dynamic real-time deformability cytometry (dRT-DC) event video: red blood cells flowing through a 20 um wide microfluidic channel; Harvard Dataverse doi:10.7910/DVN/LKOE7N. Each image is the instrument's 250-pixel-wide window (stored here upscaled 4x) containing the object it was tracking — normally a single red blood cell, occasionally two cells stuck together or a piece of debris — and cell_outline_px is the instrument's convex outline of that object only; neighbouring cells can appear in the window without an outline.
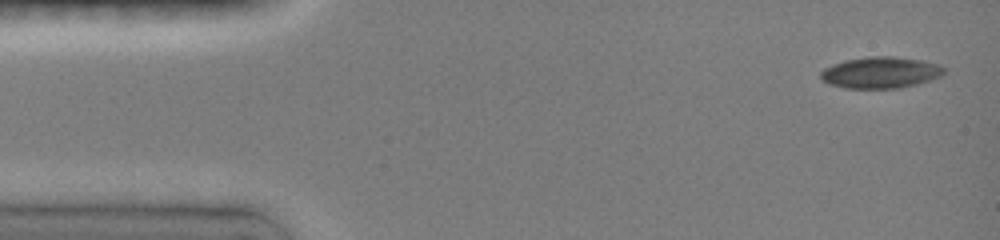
{"species": "common noctule bat (a hibernating species)", "species_latin": "Nyctalus noctula", "temperature_condition": "room temperature", "stored_images_in_passage": 45, "camera_frame_rate_fps": 3000, "um_per_image_px": 0.085, "animal": {"sex": "female", "body_mass_g": 19.0, "forearm_length_mm": 51.5}, "frame": {"image": 1, "passage_image": 1, "time_ms": 0.0, "image_size_px": [1000, 240], "cell_outline_px": [[944, 72], [940, 76], [916, 84], [900, 88], [844, 88], [828, 84], [820, 80], [820, 72], [824, 68], [832, 64], [844, 60], [868, 56], [892, 56], [924, 60], [940, 64], [944, 68]], "centroid_in_image_um": [74.81, 6.16], "position_along_channel_um": 10.2, "area_um2": 22.77}}
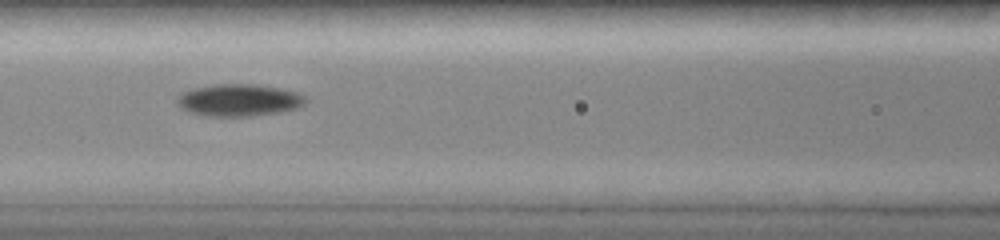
{"frame": {"image": 2, "passage_image": 17, "time_ms": 6.0, "image_size_px": [1000, 240], "cell_outline_px": [[308, 100], [304, 104], [296, 108], [276, 112], [252, 116], [204, 116], [192, 112], [184, 108], [176, 100], [180, 92], [192, 88], [216, 84], [256, 84], [280, 88], [296, 92], [304, 96]], "centroid_in_image_um": [20.31, 8.5], "position_along_channel_um": 146.3, "area_um2": 23.87}}
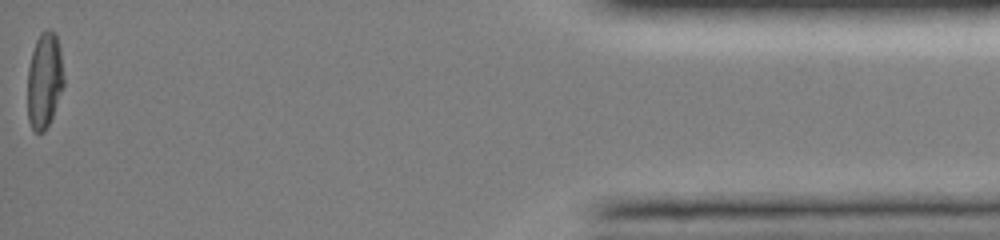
{"frame": {"image": 3, "passage_image": 45, "time_ms": 15.0, "image_size_px": [1000, 240], "cell_outline_px": [[64, 84], [52, 116], [44, 132], [36, 132], [32, 128], [28, 120], [28, 68], [32, 52], [36, 40], [40, 32], [48, 28], [56, 32], [60, 48], [64, 76]], "centroid_in_image_um": [3.78, 6.78], "position_along_channel_um": 431.4, "area_um2": 20.29}, "authors_computed_cell_mechanics": {"area_um2": 22.0218, "velocity_mm_per_s": 4.0398, "shape_relaxation_time_tau1_ms": 9.1133, "shape_relaxation_time_tau2_ms": null, "deformation_change_tau1": 0.1787, "deformation_change_tau2": null}}